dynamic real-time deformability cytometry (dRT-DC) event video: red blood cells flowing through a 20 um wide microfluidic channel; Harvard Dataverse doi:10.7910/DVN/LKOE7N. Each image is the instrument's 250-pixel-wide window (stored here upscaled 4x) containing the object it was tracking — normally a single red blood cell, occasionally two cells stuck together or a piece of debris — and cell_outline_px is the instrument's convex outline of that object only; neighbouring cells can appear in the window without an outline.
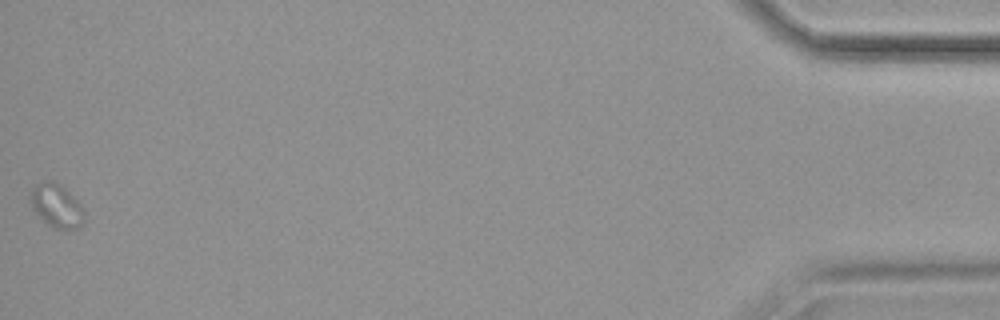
{"species": "common noctule bat (a hibernating species)", "species_latin": "Nyctalus noctula", "temperature_condition": "cold", "stored_images_in_passage": 52, "camera_frame_rate_fps": 3000, "um_per_image_px": 0.085, "animal": {"sex": "female", "body_mass_g": 19.9}, "frame": {"image": 1, "passage_image": 52, "time_ms": 17.0, "image_size_px": [1000, 320], "cell_outline_px": [[84, 220], [76, 228], [52, 228], [32, 208], [28, 200], [28, 196], [36, 184], [56, 184], [64, 188], [80, 204], [84, 212]], "centroid_in_image_um": [4.78, 17.53], "position_along_channel_um": 430.4, "area_um2": 12.89}}